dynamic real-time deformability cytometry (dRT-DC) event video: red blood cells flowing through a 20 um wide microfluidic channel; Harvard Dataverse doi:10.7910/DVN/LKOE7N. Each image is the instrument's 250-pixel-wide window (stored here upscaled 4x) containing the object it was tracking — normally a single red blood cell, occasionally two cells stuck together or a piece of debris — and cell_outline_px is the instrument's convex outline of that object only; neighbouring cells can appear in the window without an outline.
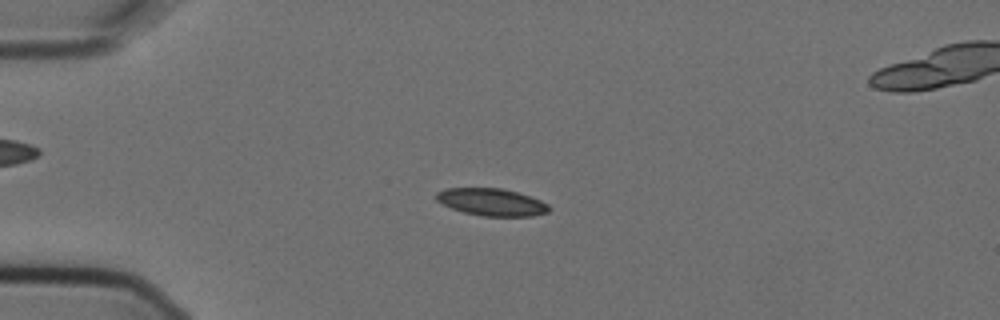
{"species": "Egyptian fruit bat (a non-hibernating species)", "species_latin": "Rousettus aegyptiacus", "temperature_condition": "cold", "stored_images_in_passage": 5, "camera_frame_rate_fps": 3000, "um_per_image_px": 0.085, "animal": {"sex": "female"}, "frame": {"image": 1, "passage_image": 3, "time_ms": 0.667, "image_size_px": [1000, 320], "cell_outline_px": [[552, 208], [548, 212], [532, 216], [480, 216], [464, 212], [452, 208], [436, 200], [436, 192], [448, 188], [504, 188], [540, 200], [548, 204]], "centroid_in_image_um": [41.8, 17.18], "position_along_channel_um": 43.2, "area_um2": 17.86}}